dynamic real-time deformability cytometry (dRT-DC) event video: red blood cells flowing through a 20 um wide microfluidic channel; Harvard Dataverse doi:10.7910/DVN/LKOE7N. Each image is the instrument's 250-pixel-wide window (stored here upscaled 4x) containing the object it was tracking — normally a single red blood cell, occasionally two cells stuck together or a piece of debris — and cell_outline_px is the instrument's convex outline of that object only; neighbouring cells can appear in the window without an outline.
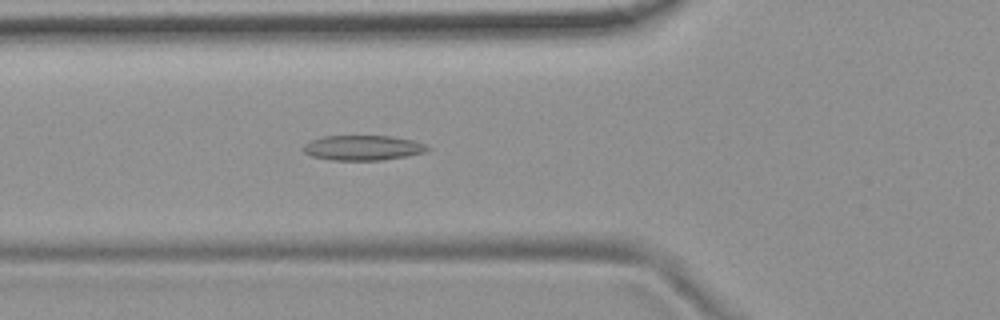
{"species": "common noctule bat (a hibernating species)", "species_latin": "Nyctalus noctula", "temperature_condition": "room temperature", "stored_images_in_passage": 56, "camera_frame_rate_fps": 3000, "um_per_image_px": 0.085, "animal": {"sex": "female", "body_mass_g": 19.9}, "frame": {"image": 1, "passage_image": 20, "time_ms": 6.333, "image_size_px": [1000, 320], "cell_outline_px": [[432, 148], [424, 152], [404, 156], [380, 160], [332, 160], [312, 156], [304, 152], [304, 144], [312, 140], [324, 136], [392, 136], [412, 140], [424, 144]], "centroid_in_image_um": [30.84, 12.56], "position_along_channel_um": 95.0, "area_um2": 17.86}}
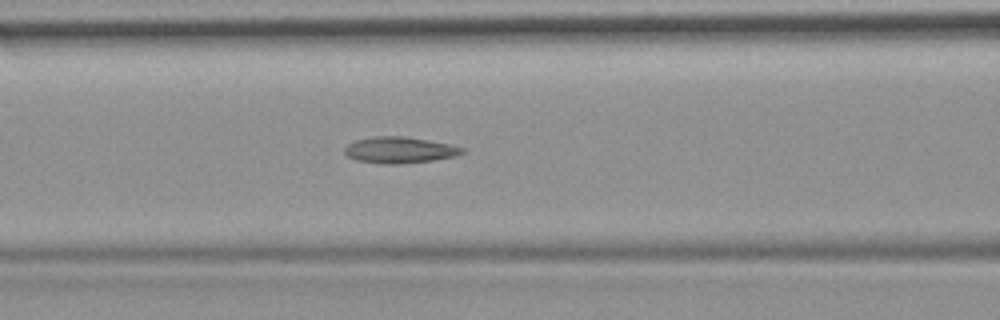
{"frame": {"image": 2, "passage_image": 23, "time_ms": 7.333, "image_size_px": [1000, 320], "cell_outline_px": [[464, 152], [456, 156], [432, 160], [396, 164], [384, 164], [356, 160], [348, 156], [344, 152], [344, 148], [348, 144], [356, 140], [376, 136], [404, 136], [428, 140], [448, 144], [464, 148]], "centroid_in_image_um": [33.94, 12.75], "position_along_channel_um": 132.7, "area_um2": 17.8}}
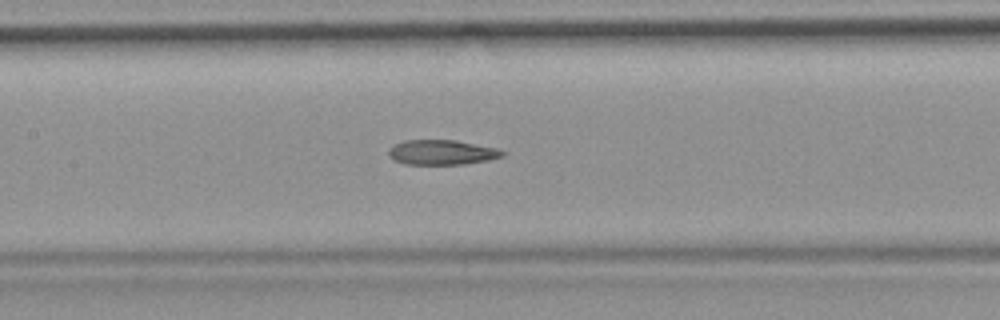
{"frame": {"image": 3, "passage_image": 26, "time_ms": 8.333, "image_size_px": [1000, 320], "cell_outline_px": [[504, 156], [488, 160], [464, 164], [404, 164], [392, 160], [388, 152], [396, 144], [404, 140], [456, 140], [496, 148], [504, 152]], "centroid_in_image_um": [37.55, 12.95], "position_along_channel_um": 169.8, "area_um2": 16.36}, "authors_computed_cell_mechanics": {"area_um2": 17.8313, "velocity_mm_per_s": 3.7275, "shape_relaxation_time_tau1_ms": null, "shape_relaxation_time_tau2_ms": 3.9748, "deformation_change_tau1": null, "deformation_change_tau2": 0.1287}}